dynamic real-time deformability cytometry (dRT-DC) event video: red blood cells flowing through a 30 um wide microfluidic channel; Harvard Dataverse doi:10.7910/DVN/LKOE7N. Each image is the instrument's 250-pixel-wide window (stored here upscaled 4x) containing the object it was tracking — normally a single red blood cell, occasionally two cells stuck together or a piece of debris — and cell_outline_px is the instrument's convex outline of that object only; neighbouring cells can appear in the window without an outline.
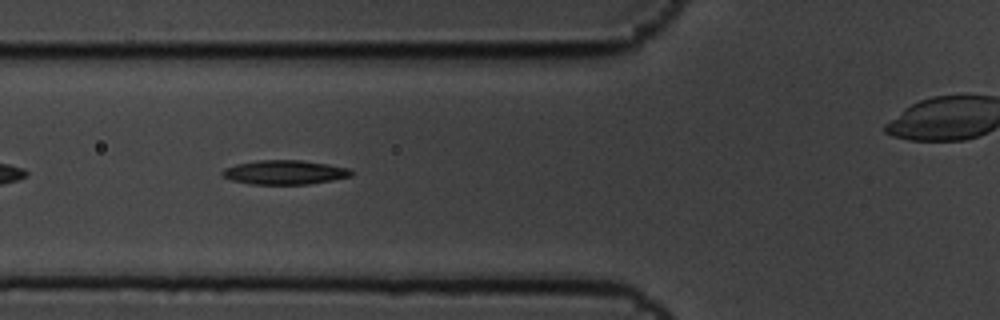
{"species": "common noctule bat (a hibernating species)", "species_latin": "Nyctalus noctula", "temperature_condition": "cold", "stored_images_in_passage": 8, "camera_frame_rate_fps": 3000, "um_per_image_px": 0.085, "animal": {"sex": "male", "body_mass_g": 19.5, "forearm_length_mm": 54.6}, "frame": {"image": 1, "passage_image": 4, "time_ms": 1.0, "image_size_px": [1000, 320], "cell_outline_px": [[352, 176], [332, 180], [308, 184], [252, 184], [232, 180], [224, 176], [220, 172], [224, 168], [236, 164], [260, 160], [300, 160], [328, 164], [348, 168], [352, 172]], "centroid_in_image_um": [24.19, 14.64], "position_along_channel_um": 101.6, "area_um2": 18.03}}
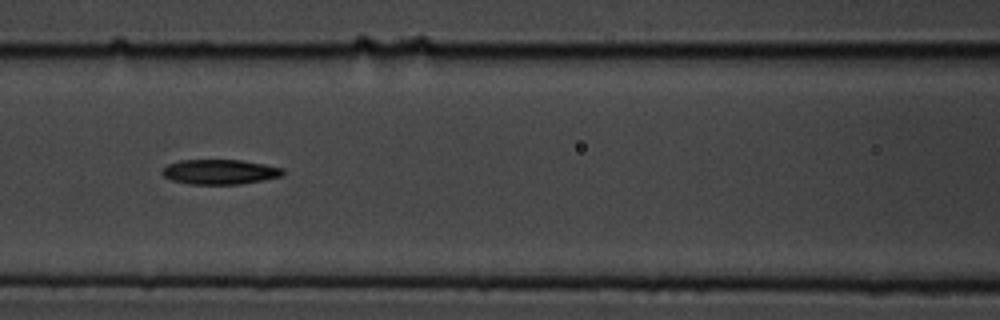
{"frame": {"image": 2, "passage_image": 5, "time_ms": 1.333, "image_size_px": [1000, 320], "cell_outline_px": [[284, 176], [240, 184], [188, 184], [172, 180], [164, 176], [160, 172], [168, 164], [180, 160], [240, 160], [264, 164], [284, 168]], "centroid_in_image_um": [18.7, 14.61], "position_along_channel_um": 147.9, "area_um2": 17.51}}
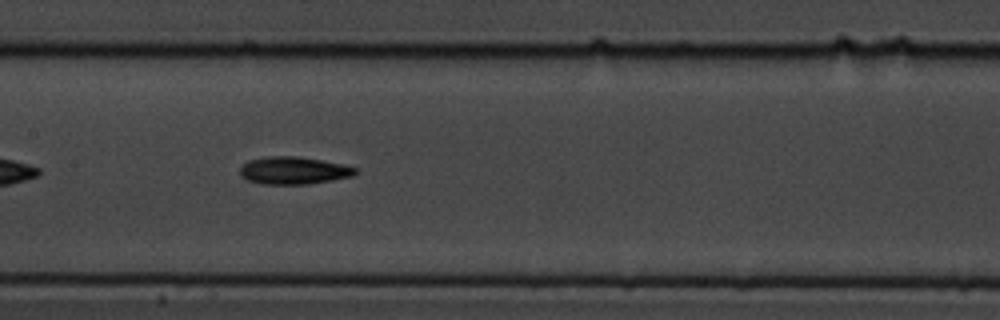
{"frame": {"image": 3, "passage_image": 6, "time_ms": 1.667, "image_size_px": [1000, 320], "cell_outline_px": [[356, 172], [352, 176], [332, 180], [308, 184], [260, 184], [248, 180], [240, 176], [240, 168], [248, 160], [264, 156], [300, 156], [344, 164], [356, 168]], "centroid_in_image_um": [24.93, 14.48], "position_along_channel_um": 182.5, "area_um2": 18.61}}